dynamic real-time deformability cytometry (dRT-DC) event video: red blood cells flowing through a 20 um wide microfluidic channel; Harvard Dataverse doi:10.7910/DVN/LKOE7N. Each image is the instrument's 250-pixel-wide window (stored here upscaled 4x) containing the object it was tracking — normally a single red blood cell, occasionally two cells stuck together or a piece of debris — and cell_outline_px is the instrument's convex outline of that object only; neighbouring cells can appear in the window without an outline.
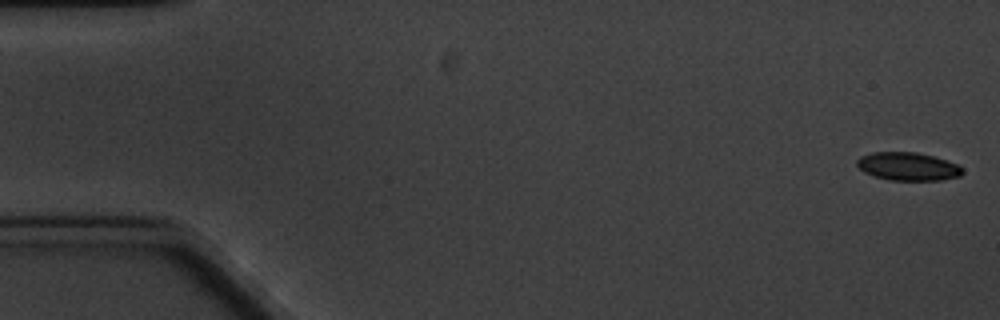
{"species": "common noctule bat (a hibernating species)", "species_latin": "Nyctalus noctula", "temperature_condition": "cold", "stored_images_in_passage": 7, "camera_frame_rate_fps": 3000, "um_per_image_px": 0.085, "animal": {"sex": "male", "body_mass_g": 20.1, "forearm_length_mm": 53.5}, "frame": {"image": 1, "passage_image": 1, "time_ms": 0.0, "image_size_px": [1000, 320], "cell_outline_px": [[964, 172], [960, 176], [940, 180], [888, 180], [864, 172], [856, 164], [856, 160], [860, 156], [872, 152], [916, 152], [932, 156], [956, 164], [964, 168]], "centroid_in_image_um": [77.16, 14.15], "position_along_channel_um": 7.8, "area_um2": 17.22}}
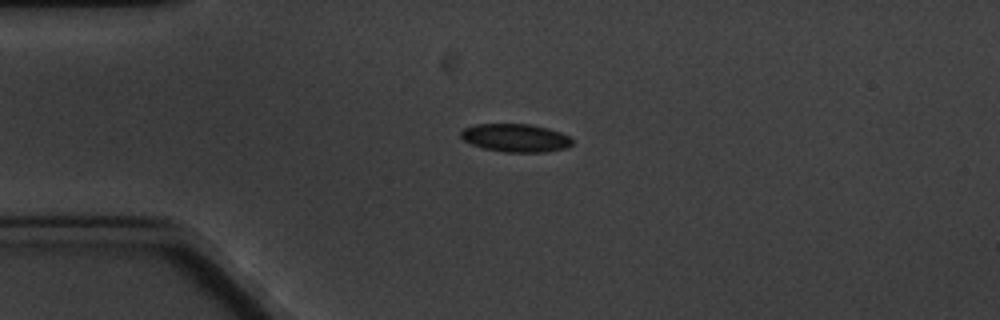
{"frame": {"image": 2, "passage_image": 5, "time_ms": 4.333, "image_size_px": [1000, 320], "cell_outline_px": [[572, 144], [568, 148], [544, 152], [508, 152], [484, 148], [472, 144], [464, 140], [460, 136], [460, 132], [464, 128], [476, 124], [532, 124], [548, 128], [560, 132], [568, 136], [572, 140]], "centroid_in_image_um": [43.84, 11.71], "position_along_channel_um": 41.2, "area_um2": 18.21}}